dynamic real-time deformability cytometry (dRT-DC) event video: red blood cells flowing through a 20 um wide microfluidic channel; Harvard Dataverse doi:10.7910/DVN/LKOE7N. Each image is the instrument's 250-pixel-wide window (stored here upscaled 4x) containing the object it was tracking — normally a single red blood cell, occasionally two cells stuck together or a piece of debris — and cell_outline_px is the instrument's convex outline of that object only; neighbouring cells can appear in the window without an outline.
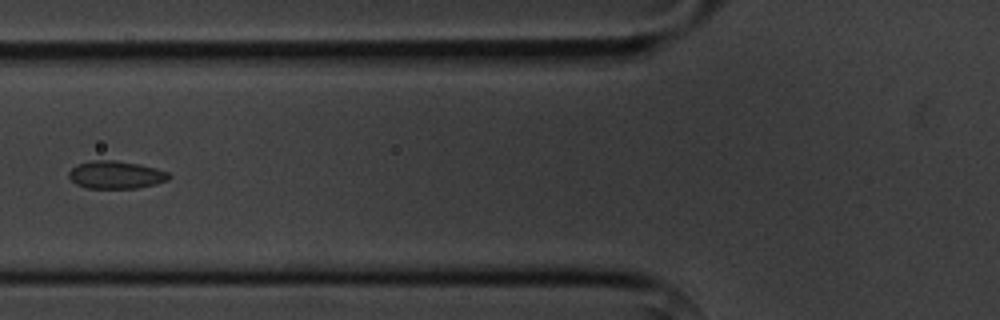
{"species": "common noctule bat (a hibernating species)", "species_latin": "Nyctalus noctula", "temperature_condition": "cold", "stored_images_in_passage": 8, "camera_frame_rate_fps": 3000, "um_per_image_px": 0.085, "animal": {"sex": "male", "body_mass_g": 20.1, "forearm_length_mm": 53.5}, "frame": {"image": 1, "passage_image": 5, "time_ms": 5.667, "image_size_px": [1000, 320], "cell_outline_px": [[172, 176], [168, 180], [156, 184], [136, 188], [88, 188], [76, 184], [68, 176], [68, 172], [76, 164], [92, 160], [116, 160], [140, 164], [156, 168], [168, 172]], "centroid_in_image_um": [9.86, 14.85], "position_along_channel_um": 115.9, "area_um2": 16.3}}
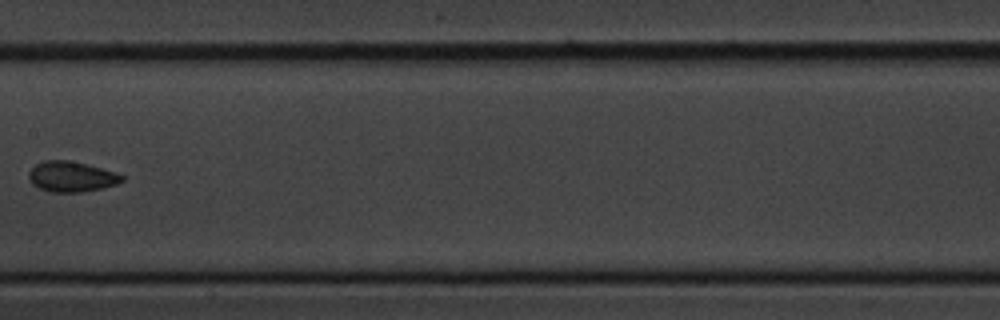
{"frame": {"image": 2, "passage_image": 7, "time_ms": 8.0, "image_size_px": [1000, 320], "cell_outline_px": [[124, 180], [116, 184], [104, 188], [80, 192], [52, 192], [40, 188], [32, 184], [28, 176], [28, 172], [36, 164], [44, 160], [68, 160], [116, 172], [124, 176]], "centroid_in_image_um": [6.07, 15.02], "position_along_channel_um": 201.3, "area_um2": 16.42}}
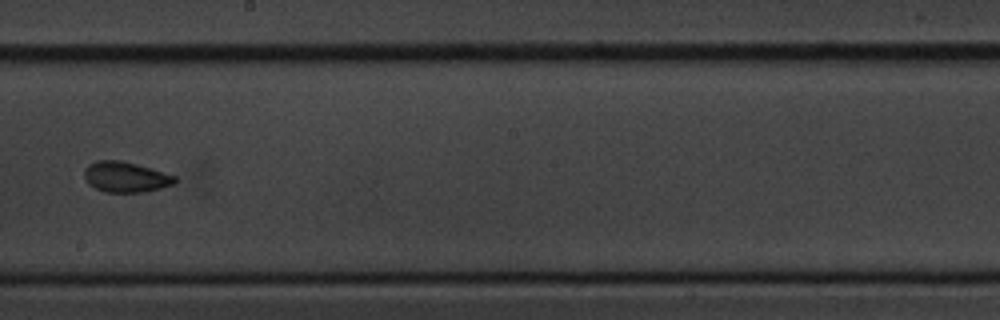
{"frame": {"image": 3, "passage_image": 8, "time_ms": 9.0, "image_size_px": [1000, 320], "cell_outline_px": [[176, 184], [144, 192], [104, 192], [88, 184], [84, 180], [84, 172], [88, 164], [96, 160], [120, 160], [152, 168], [176, 176]], "centroid_in_image_um": [10.67, 15.04], "position_along_channel_um": 237.5, "area_um2": 16.24}}